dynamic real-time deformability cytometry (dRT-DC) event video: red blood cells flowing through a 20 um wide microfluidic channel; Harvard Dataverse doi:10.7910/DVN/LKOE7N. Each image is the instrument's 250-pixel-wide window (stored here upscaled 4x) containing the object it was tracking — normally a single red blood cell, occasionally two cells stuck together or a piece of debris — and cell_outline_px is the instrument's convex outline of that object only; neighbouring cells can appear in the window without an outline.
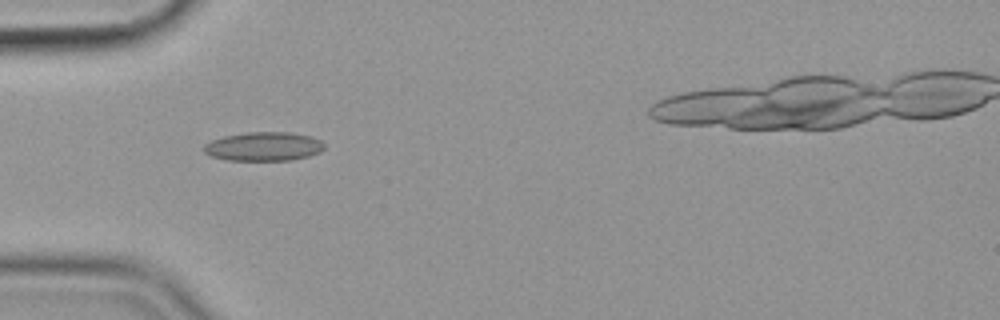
{"species": "common noctule bat (a hibernating species)", "species_latin": "Nyctalus noctula", "temperature_condition": "cold", "stored_images_in_passage": 36, "camera_frame_rate_fps": 3000, "um_per_image_px": 0.085, "animal": {"sex": "female", "body_mass_g": 19.9}, "frame": {"image": 1, "passage_image": 1, "time_ms": 0.0, "image_size_px": [1000, 320], "cell_outline_px": [[324, 148], [320, 152], [308, 156], [292, 160], [228, 160], [212, 156], [204, 152], [204, 144], [212, 140], [224, 136], [248, 132], [288, 132], [312, 136], [320, 140], [324, 144]], "centroid_in_image_um": [22.43, 12.44], "position_along_channel_um": 62.6, "area_um2": 20.23}}